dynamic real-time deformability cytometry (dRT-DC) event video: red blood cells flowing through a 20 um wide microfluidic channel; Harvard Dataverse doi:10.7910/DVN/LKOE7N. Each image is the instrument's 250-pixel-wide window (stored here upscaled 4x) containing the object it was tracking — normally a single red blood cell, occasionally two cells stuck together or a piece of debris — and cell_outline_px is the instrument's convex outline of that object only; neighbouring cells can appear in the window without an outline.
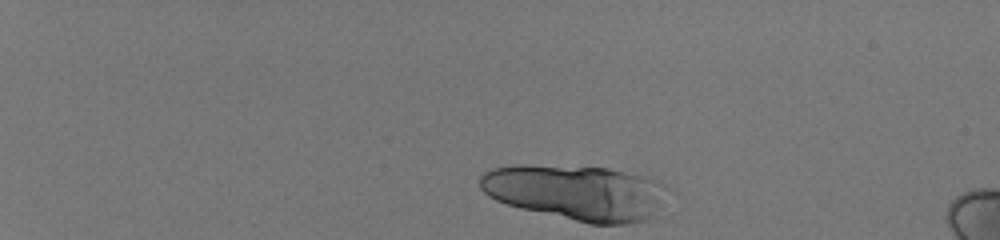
{"species": "human", "species_latin": "Homo sapiens", "temperature_condition": "room temperature", "stored_images_in_passage": 30, "segment_of_instrument_passage": [1, 2], "camera_frame_rate_fps": 3000, "um_per_image_px": 0.085, "donor": {"sex": "male"}, "frame": {"image": 1, "passage_image": 1, "time_ms": 0.0, "image_size_px": [1000, 240], "cell_outline_px": [[668, 188], [648, 220], [624, 224], [588, 224], [520, 208], [496, 200], [488, 196], [480, 188], [480, 176], [484, 172], [492, 168], [516, 164], [528, 164], [608, 168], [648, 176], [664, 184]], "centroid_in_image_um": [48.93, 16.34], "position_along_channel_um": 36.1, "area_um2": 60.57}}